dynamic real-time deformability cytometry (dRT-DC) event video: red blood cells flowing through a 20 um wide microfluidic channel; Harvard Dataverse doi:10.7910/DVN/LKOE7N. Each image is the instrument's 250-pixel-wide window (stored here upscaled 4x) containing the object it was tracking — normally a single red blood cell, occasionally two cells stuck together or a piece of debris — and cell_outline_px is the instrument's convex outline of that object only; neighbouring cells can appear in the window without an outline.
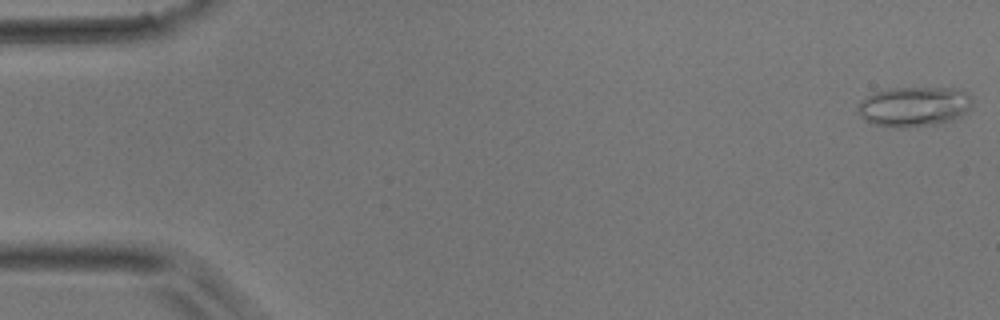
{"species": "common noctule bat (a hibernating species)", "species_latin": "Nyctalus noctula", "temperature_condition": "room temperature", "stored_images_in_passage": 14, "camera_frame_rate_fps": 3000, "um_per_image_px": 0.085, "animal": {"sex": "male", "body_mass_g": 17.9}, "frame": {"image": 1, "passage_image": 1, "time_ms": 0.0, "image_size_px": [1000, 320], "cell_outline_px": [[972, 108], [960, 116], [952, 120], [936, 124], [904, 128], [892, 128], [872, 124], [860, 116], [856, 112], [856, 104], [860, 100], [872, 92], [888, 88], [956, 88], [972, 96]], "centroid_in_image_um": [77.64, 9.06], "position_along_channel_um": 7.4, "area_um2": 27.22}}